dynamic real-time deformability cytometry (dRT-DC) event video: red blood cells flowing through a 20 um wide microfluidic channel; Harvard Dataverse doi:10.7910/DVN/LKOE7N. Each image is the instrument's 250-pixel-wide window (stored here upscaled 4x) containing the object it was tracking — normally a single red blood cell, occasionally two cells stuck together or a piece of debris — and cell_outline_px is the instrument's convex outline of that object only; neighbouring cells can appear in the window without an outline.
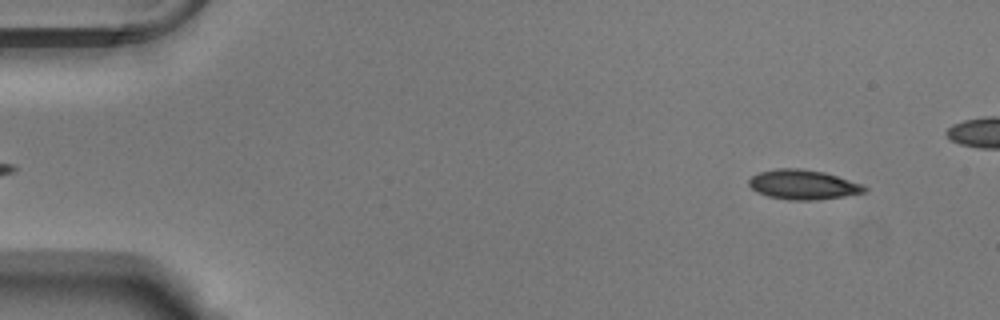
{"species": "Egyptian fruit bat (a non-hibernating species)", "species_latin": "Rousettus aegyptiacus", "temperature_condition": "warm", "stored_images_in_passage": 49, "camera_frame_rate_fps": 3000, "um_per_image_px": 0.085, "animal": {"sex": "male"}, "frame": {"image": 1, "passage_image": 4, "time_ms": 1.0, "image_size_px": [1000, 320], "cell_outline_px": [[868, 188], [864, 192], [844, 196], [816, 200], [788, 200], [768, 196], [756, 192], [748, 184], [748, 180], [752, 176], [760, 172], [776, 168], [800, 168], [824, 172], [860, 184]], "centroid_in_image_um": [68.21, 15.69], "position_along_channel_um": 16.8, "area_um2": 19.83}}
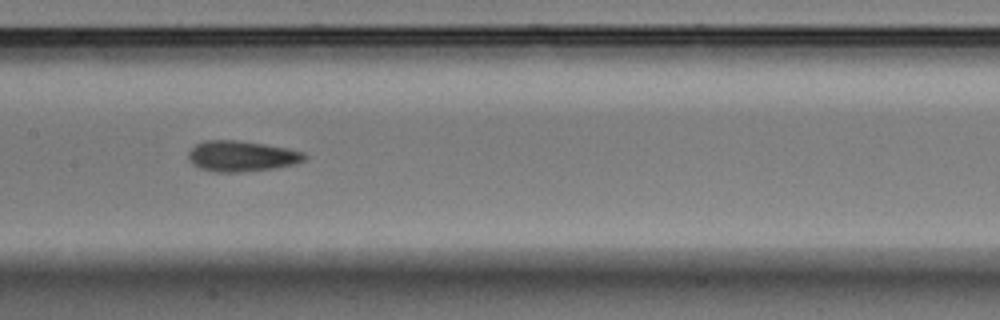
{"frame": {"image": 2, "passage_image": 26, "time_ms": 8.333, "image_size_px": [1000, 320], "cell_outline_px": [[308, 156], [304, 160], [296, 164], [276, 168], [240, 172], [216, 172], [200, 168], [192, 164], [188, 160], [188, 152], [196, 144], [204, 140], [236, 140], [264, 144], [288, 148], [304, 152]], "centroid_in_image_um": [20.54, 13.27], "position_along_channel_um": 186.9, "area_um2": 20.92}}
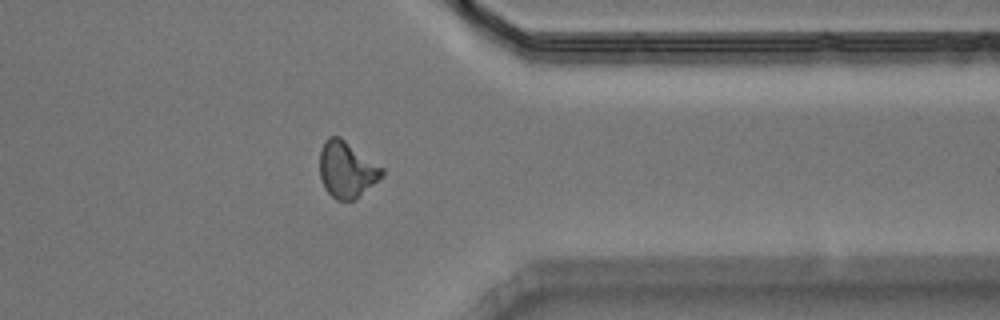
{"frame": {"image": 3, "passage_image": 42, "time_ms": 13.667, "image_size_px": [1000, 320], "cell_outline_px": [[384, 176], [356, 200], [336, 200], [324, 188], [320, 176], [320, 152], [324, 140], [328, 136], [340, 136], [384, 168]], "centroid_in_image_um": [29.49, 14.42], "position_along_channel_um": 381.9, "area_um2": 20.69}, "authors_computed_cell_mechanics": {"area_um2": 19.8254, "velocity_mm_per_s": 3.7938, "shape_relaxation_time_tau1_ms": 5.8143, "shape_relaxation_time_tau2_ms": 3.9108, "deformation_change_tau1": 0.161, "deformation_change_tau2": 0.099}}